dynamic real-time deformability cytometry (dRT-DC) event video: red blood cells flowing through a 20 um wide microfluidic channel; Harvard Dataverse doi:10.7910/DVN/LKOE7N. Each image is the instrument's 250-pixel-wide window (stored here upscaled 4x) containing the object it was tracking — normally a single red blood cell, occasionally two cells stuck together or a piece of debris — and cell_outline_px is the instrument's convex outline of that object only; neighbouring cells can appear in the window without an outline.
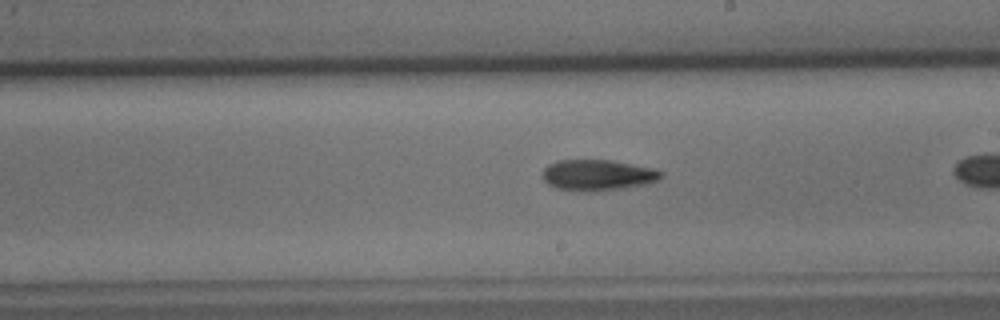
{"species": "common noctule bat (a hibernating species)", "species_latin": "Nyctalus noctula", "temperature_condition": "cold", "stored_images_in_passage": 26, "camera_frame_rate_fps": 3000, "um_per_image_px": 0.085, "animal": {"sex": "male", "body_mass_g": 15.6}, "frame": {"image": 1, "passage_image": 15, "time_ms": 4.667, "image_size_px": [1000, 320], "cell_outline_px": [[664, 176], [660, 180], [648, 184], [596, 192], [580, 192], [556, 188], [548, 184], [544, 180], [544, 168], [548, 164], [556, 160], [612, 160], [656, 168], [664, 172]], "centroid_in_image_um": [50.86, 14.89], "position_along_channel_um": 238.1, "area_um2": 21.85}}
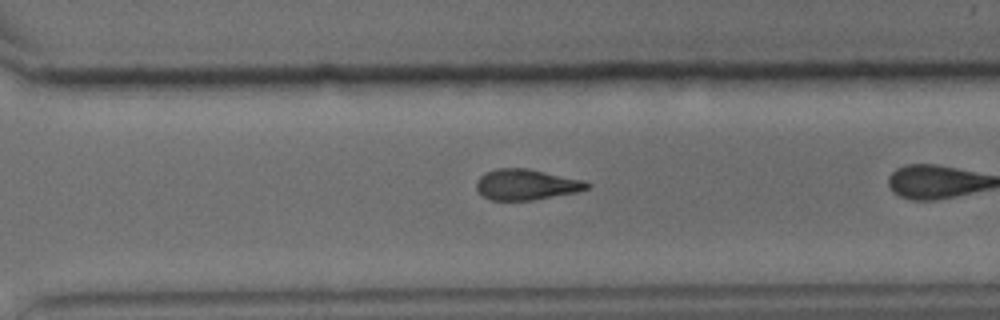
{"frame": {"image": 2, "passage_image": 22, "time_ms": 7.0, "image_size_px": [1000, 320], "cell_outline_px": [[592, 184], [588, 188], [576, 192], [532, 200], [492, 200], [484, 196], [476, 188], [476, 180], [484, 172], [496, 168], [528, 168], [584, 180]], "centroid_in_image_um": [44.72, 15.67], "position_along_channel_um": 325.9, "area_um2": 19.83}}